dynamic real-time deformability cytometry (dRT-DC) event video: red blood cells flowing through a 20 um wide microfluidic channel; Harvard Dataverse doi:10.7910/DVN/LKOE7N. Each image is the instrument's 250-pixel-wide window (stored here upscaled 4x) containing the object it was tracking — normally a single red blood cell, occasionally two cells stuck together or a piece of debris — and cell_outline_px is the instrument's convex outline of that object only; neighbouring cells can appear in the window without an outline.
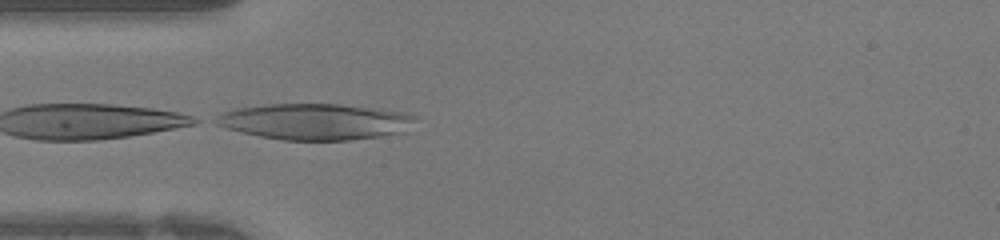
{"species": "human", "species_latin": "Homo sapiens", "temperature_condition": "warm", "stored_images_in_passage": 28, "camera_frame_rate_fps": 3000, "um_per_image_px": 0.085, "donor": {"sex": "female"}, "frame": {"image": 1, "passage_image": 3, "time_ms": 0.667, "image_size_px": [1000, 240], "cell_outline_px": [[416, 120], [404, 132], [380, 136], [348, 140], [284, 140], [260, 136], [240, 132], [216, 124], [208, 120], [224, 112], [236, 108], [268, 104], [340, 104], [404, 112], [416, 116]], "centroid_in_image_um": [26.75, 10.34], "position_along_channel_um": 58.3, "area_um2": 41.96}}
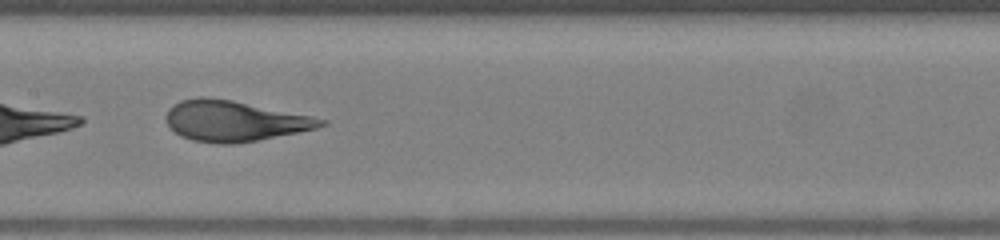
{"frame": {"image": 2, "passage_image": 11, "time_ms": 3.333, "image_size_px": [1000, 240], "cell_outline_px": [[328, 124], [316, 128], [236, 144], [220, 144], [192, 140], [180, 136], [168, 124], [164, 116], [168, 108], [172, 104], [180, 100], [196, 96], [204, 96], [232, 100], [312, 116], [328, 120]], "centroid_in_image_um": [19.87, 10.27], "position_along_channel_um": 187.5, "area_um2": 36.65}}
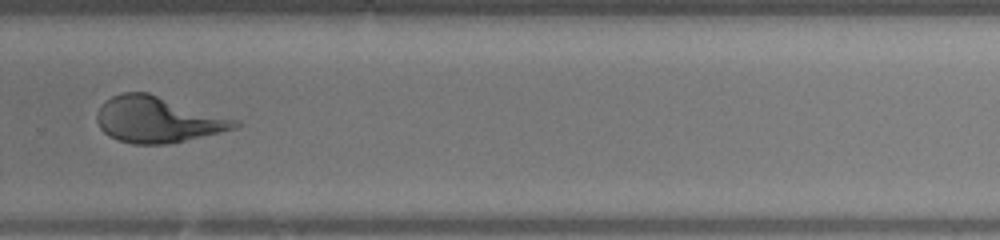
{"frame": {"image": 3, "passage_image": 19, "time_ms": 6.0, "image_size_px": [1000, 240], "cell_outline_px": [[240, 128], [168, 144], [132, 144], [108, 136], [100, 128], [96, 120], [96, 112], [112, 96], [124, 92], [148, 92], [240, 120]], "centroid_in_image_um": [13.45, 10.17], "position_along_channel_um": 316.4, "area_um2": 37.11}}